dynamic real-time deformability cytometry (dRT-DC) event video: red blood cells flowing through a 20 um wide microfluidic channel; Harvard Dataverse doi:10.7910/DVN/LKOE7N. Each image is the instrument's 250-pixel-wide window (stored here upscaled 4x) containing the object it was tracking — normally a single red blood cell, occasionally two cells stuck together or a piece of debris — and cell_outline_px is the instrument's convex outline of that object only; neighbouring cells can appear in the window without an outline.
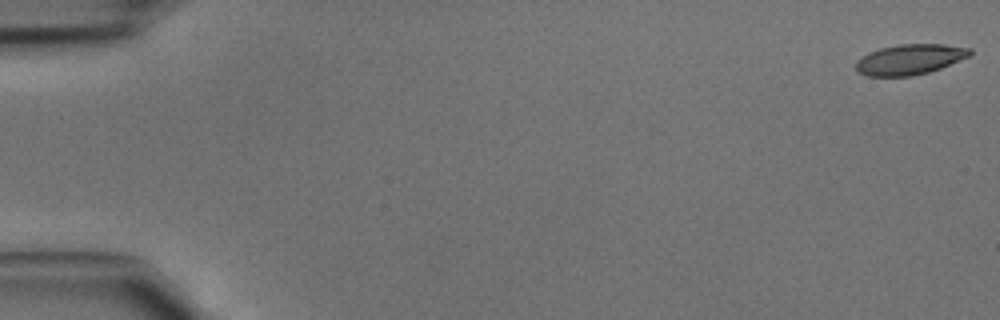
{"species": "common noctule bat (a hibernating species)", "species_latin": "Nyctalus noctula", "temperature_condition": "cold", "stored_images_in_passage": 46, "camera_frame_rate_fps": 3000, "um_per_image_px": 0.085, "animal": {"sex": "male", "body_mass_g": 15.6}, "frame": {"image": 1, "passage_image": 1, "time_ms": 0.0, "image_size_px": [1000, 320], "cell_outline_px": [[972, 56], [940, 68], [928, 72], [912, 76], [868, 76], [860, 72], [856, 68], [856, 60], [868, 52], [880, 48], [900, 44], [944, 44], [972, 48]], "centroid_in_image_um": [77.37, 5.04], "position_along_channel_um": 7.6, "area_um2": 20.29}}
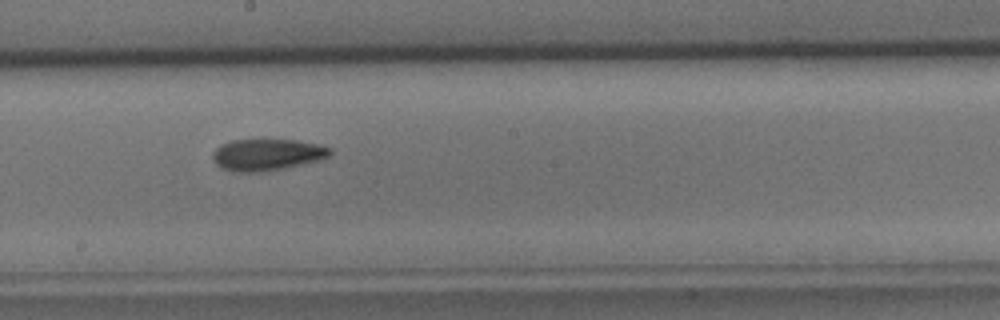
{"frame": {"image": 2, "passage_image": 26, "time_ms": 8.333, "image_size_px": [1000, 320], "cell_outline_px": [[332, 152], [328, 156], [316, 160], [284, 168], [264, 172], [232, 172], [220, 168], [212, 160], [212, 152], [220, 144], [232, 140], [296, 140], [316, 144], [332, 148]], "centroid_in_image_um": [22.62, 13.15], "position_along_channel_um": 225.6, "area_um2": 21.62}}
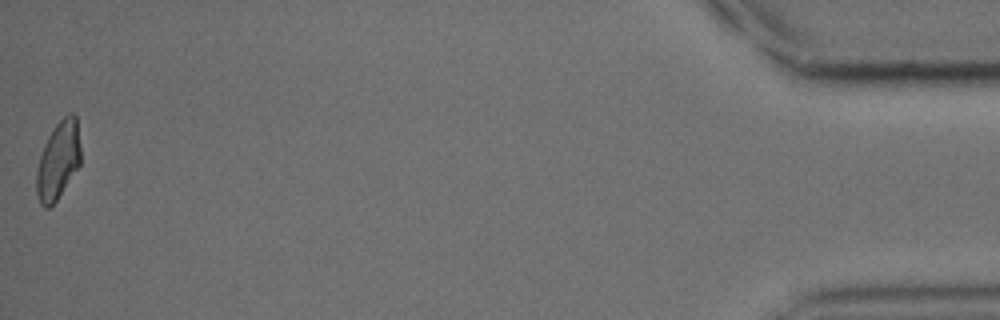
{"frame": {"image": 3, "passage_image": 46, "time_ms": 15.0, "image_size_px": [1000, 320], "cell_outline_px": [[80, 164], [56, 200], [48, 208], [44, 208], [40, 204], [36, 192], [36, 172], [40, 156], [44, 144], [48, 136], [56, 124], [68, 112], [72, 112], [76, 116], [80, 148]], "centroid_in_image_um": [4.93, 13.62], "position_along_channel_um": 430.3, "area_um2": 19.83}}